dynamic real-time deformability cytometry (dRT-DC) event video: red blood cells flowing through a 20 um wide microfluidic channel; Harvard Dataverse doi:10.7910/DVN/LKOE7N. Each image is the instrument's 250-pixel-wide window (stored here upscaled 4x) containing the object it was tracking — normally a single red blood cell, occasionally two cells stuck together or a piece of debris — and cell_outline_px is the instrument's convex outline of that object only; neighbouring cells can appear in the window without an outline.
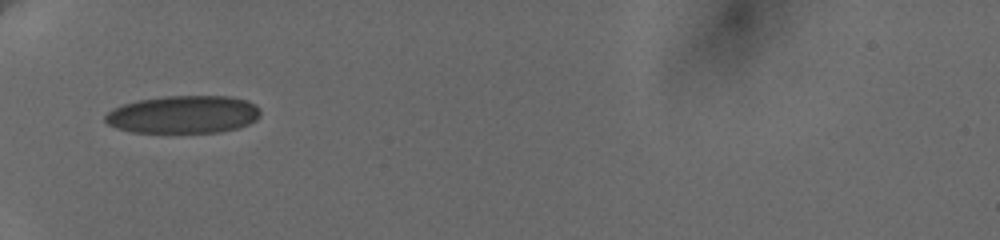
{"species": "human", "species_latin": "Homo sapiens", "temperature_condition": "cold", "stored_images_in_passage": 2, "camera_frame_rate_fps": 3000, "um_per_image_px": 0.085, "donor": {"sex": "female"}, "frame": {"image": 1, "passage_image": 1, "time_ms": 0.0, "image_size_px": [1000, 240], "cell_outline_px": [[260, 116], [256, 120], [248, 124], [236, 128], [220, 132], [132, 132], [116, 128], [108, 124], [104, 120], [104, 116], [112, 108], [124, 104], [140, 100], [164, 96], [232, 96], [248, 100], [260, 112]], "centroid_in_image_um": [15.57, 9.73], "position_along_channel_um": 69.4, "area_um2": 34.04}}